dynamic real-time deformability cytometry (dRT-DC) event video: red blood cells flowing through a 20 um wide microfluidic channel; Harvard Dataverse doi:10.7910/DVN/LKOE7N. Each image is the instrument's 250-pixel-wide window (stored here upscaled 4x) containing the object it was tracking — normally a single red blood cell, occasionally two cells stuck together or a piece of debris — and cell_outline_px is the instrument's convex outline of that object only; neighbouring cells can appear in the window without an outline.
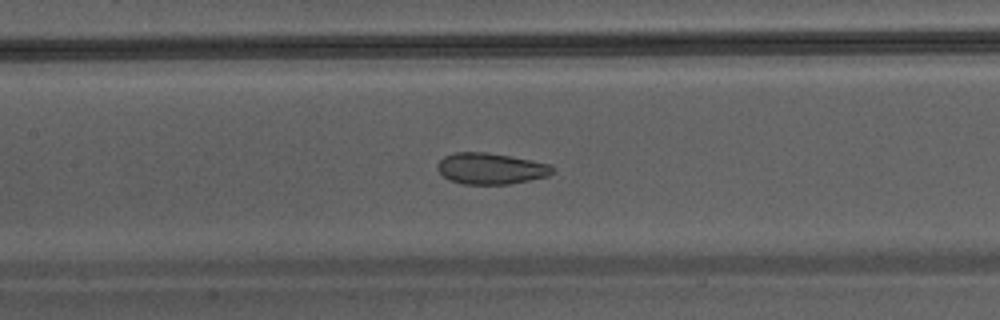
{"species": "Egyptian fruit bat (a non-hibernating species)", "species_latin": "Rousettus aegyptiacus", "temperature_condition": "warm", "stored_images_in_passage": 36, "camera_frame_rate_fps": 3000, "um_per_image_px": 0.085, "animal": {"sex": "male"}, "frame": {"image": 1, "passage_image": 12, "time_ms": 3.667, "image_size_px": [1000, 320], "cell_outline_px": [[556, 172], [548, 176], [508, 184], [464, 184], [452, 180], [444, 176], [436, 168], [436, 164], [444, 156], [456, 152], [484, 152], [532, 160], [548, 164], [556, 168]], "centroid_in_image_um": [41.73, 14.32], "position_along_channel_um": 165.7, "area_um2": 20.81}}
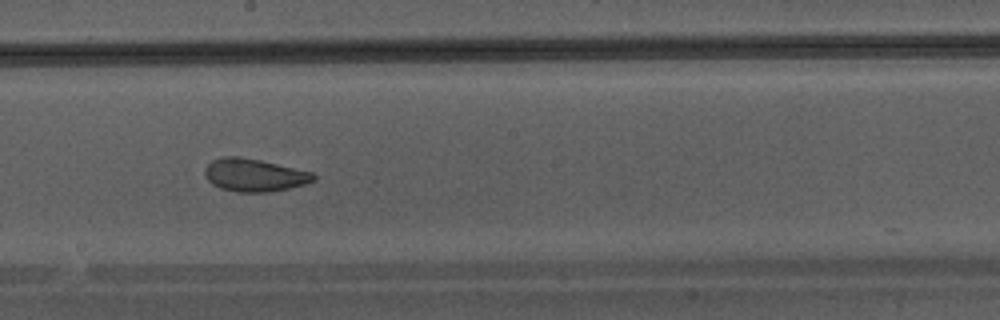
{"frame": {"image": 2, "passage_image": 16, "time_ms": 5.0, "image_size_px": [1000, 320], "cell_outline_px": [[316, 180], [304, 184], [288, 188], [268, 192], [236, 192], [220, 188], [212, 184], [204, 176], [204, 168], [212, 160], [224, 156], [240, 156], [260, 160], [312, 172], [316, 176]], "centroid_in_image_um": [21.58, 14.88], "position_along_channel_um": 226.6, "area_um2": 20.81}}
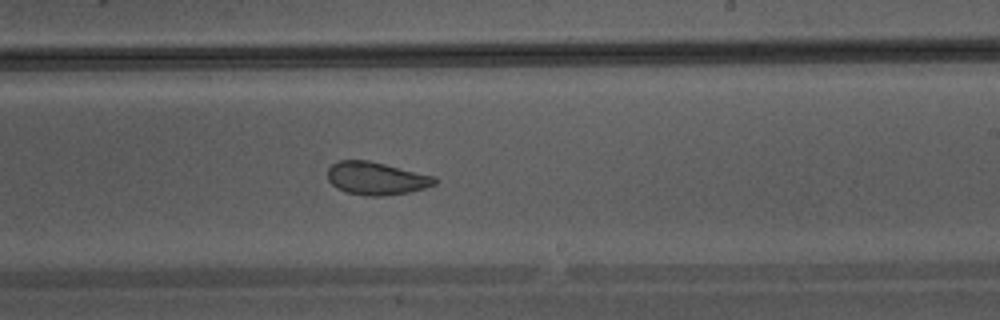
{"frame": {"image": 3, "passage_image": 18, "time_ms": 5.667, "image_size_px": [1000, 320], "cell_outline_px": [[436, 184], [424, 188], [408, 192], [380, 196], [364, 196], [348, 192], [336, 188], [328, 180], [328, 168], [332, 164], [340, 160], [368, 160], [436, 176]], "centroid_in_image_um": [31.98, 15.16], "position_along_channel_um": 257.0, "area_um2": 20.46}}